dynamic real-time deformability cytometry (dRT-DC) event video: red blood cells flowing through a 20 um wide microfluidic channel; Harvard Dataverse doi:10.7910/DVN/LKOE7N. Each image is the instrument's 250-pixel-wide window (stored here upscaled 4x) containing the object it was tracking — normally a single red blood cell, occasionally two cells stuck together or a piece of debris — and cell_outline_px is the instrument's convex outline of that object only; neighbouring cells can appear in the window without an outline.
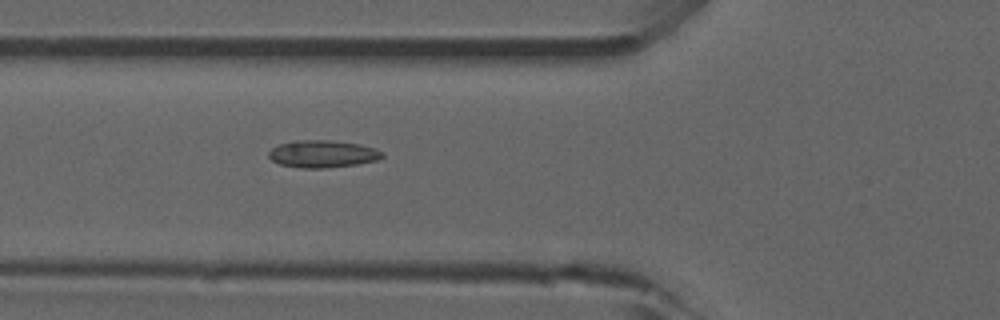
{"species": "common noctule bat (a hibernating species)", "species_latin": "Nyctalus noctula", "temperature_condition": "room temperature", "stored_images_in_passage": 47, "camera_frame_rate_fps": 3000, "um_per_image_px": 0.085, "animal": {"sex": "male", "forearm_length_mm": 52.5}, "frame": {"image": 1, "passage_image": 14, "time_ms": 4.333, "image_size_px": [1000, 320], "cell_outline_px": [[384, 156], [376, 160], [356, 164], [324, 168], [300, 168], [280, 164], [272, 160], [268, 156], [268, 152], [272, 148], [280, 144], [296, 140], [328, 140], [360, 144], [376, 148], [384, 152]], "centroid_in_image_um": [27.43, 13.08], "position_along_channel_um": 98.4, "area_um2": 18.03}, "authors_computed_cell_mechanics": {"area_um2": 16.7042, "velocity_mm_per_s": 3.8911, "shape_relaxation_time_tau1_ms": null, "shape_relaxation_time_tau2_ms": 2.9893, "deformation_change_tau1": null, "deformation_change_tau2": 0.0979}}